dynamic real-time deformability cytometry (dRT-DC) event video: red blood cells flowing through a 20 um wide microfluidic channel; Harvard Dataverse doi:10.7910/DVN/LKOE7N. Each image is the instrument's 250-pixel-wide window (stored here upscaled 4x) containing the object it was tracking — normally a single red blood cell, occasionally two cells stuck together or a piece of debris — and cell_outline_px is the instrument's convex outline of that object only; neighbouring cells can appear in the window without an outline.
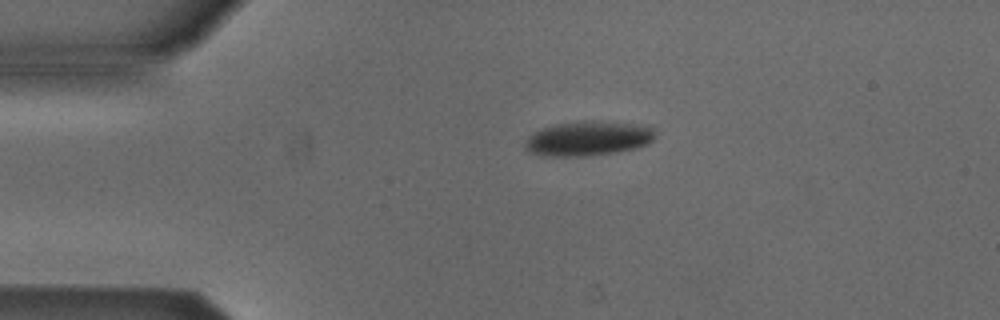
{"species": "Egyptian fruit bat (a non-hibernating species)", "species_latin": "Rousettus aegyptiacus", "temperature_condition": "cold", "stored_images_in_passage": 3, "camera_frame_rate_fps": 3000, "um_per_image_px": 0.085, "animal": {"sex": "male"}, "frame": {"image": 1, "passage_image": 1, "time_ms": 0.0, "image_size_px": [1000, 320], "cell_outline_px": [[652, 140], [648, 144], [636, 148], [616, 152], [588, 156], [540, 156], [532, 152], [524, 144], [528, 136], [544, 128], [556, 124], [584, 120], [628, 124], [652, 128]], "centroid_in_image_um": [49.94, 11.79], "position_along_channel_um": 35.1, "area_um2": 25.61}}
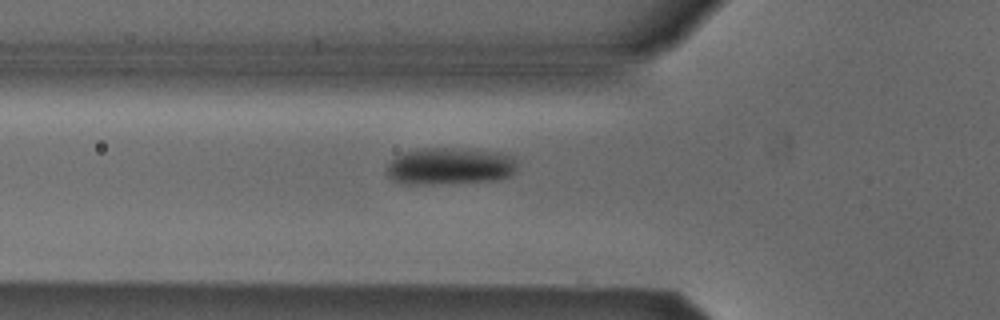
{"frame": {"image": 2, "passage_image": 3, "time_ms": 0.667, "image_size_px": [1000, 320], "cell_outline_px": [[516, 168], [512, 176], [496, 180], [448, 184], [404, 184], [392, 180], [388, 176], [388, 164], [396, 156], [404, 152], [424, 148], [452, 148], [496, 152], [512, 156]], "centroid_in_image_um": [38.22, 14.15], "position_along_channel_um": 87.6, "area_um2": 28.15}}